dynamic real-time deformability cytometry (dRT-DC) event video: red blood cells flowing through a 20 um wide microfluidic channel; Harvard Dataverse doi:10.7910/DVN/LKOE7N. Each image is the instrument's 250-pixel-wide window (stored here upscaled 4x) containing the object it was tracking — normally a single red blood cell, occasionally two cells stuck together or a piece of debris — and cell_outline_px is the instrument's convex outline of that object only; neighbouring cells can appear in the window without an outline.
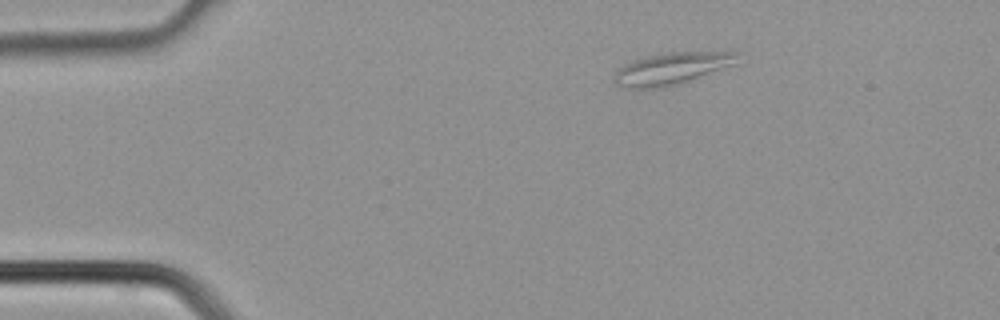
{"species": "common noctule bat (a hibernating species)", "species_latin": "Nyctalus noctula", "temperature_condition": "cold", "stored_images_in_passage": 2, "camera_frame_rate_fps": 3000, "um_per_image_px": 0.085, "animal": {"sex": "male", "body_mass_g": 21.5, "forearm_length_mm": 52.0}, "frame": {"image": 1, "passage_image": 1, "time_ms": 0.0, "image_size_px": [1000, 320], "cell_outline_px": [[740, 52], [736, 64], [688, 80], [672, 84], [652, 88], [628, 88], [616, 84], [612, 80], [616, 72], [624, 64], [648, 56], [668, 52]], "centroid_in_image_um": [57.09, 5.81], "position_along_channel_um": 27.9, "area_um2": 22.25}}